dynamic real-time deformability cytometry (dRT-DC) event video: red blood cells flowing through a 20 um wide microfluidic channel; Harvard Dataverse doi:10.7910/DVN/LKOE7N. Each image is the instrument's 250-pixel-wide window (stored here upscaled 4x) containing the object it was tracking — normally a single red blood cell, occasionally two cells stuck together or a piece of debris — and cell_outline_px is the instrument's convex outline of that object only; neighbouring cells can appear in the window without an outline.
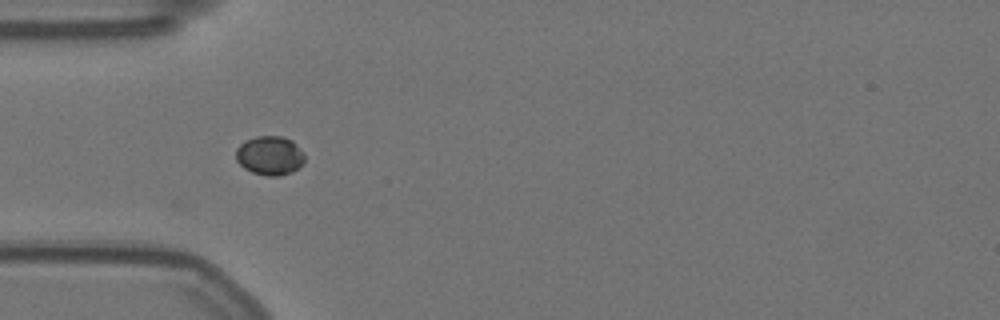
{"species": "Egyptian fruit bat (a non-hibernating species)", "species_latin": "Rousettus aegyptiacus", "temperature_condition": "warm", "stored_images_in_passage": 42, "camera_frame_rate_fps": 3000, "um_per_image_px": 0.085, "animal": {"sex": "female"}, "frame": {"image": 1, "passage_image": 1, "time_ms": 0.0, "image_size_px": [1000, 320], "cell_outline_px": [[304, 160], [300, 168], [292, 172], [276, 176], [268, 176], [252, 172], [244, 168], [236, 160], [236, 148], [240, 144], [256, 136], [280, 136], [292, 140], [304, 152]], "centroid_in_image_um": [22.95, 13.22], "position_along_channel_um": 62.1, "area_um2": 15.66}}
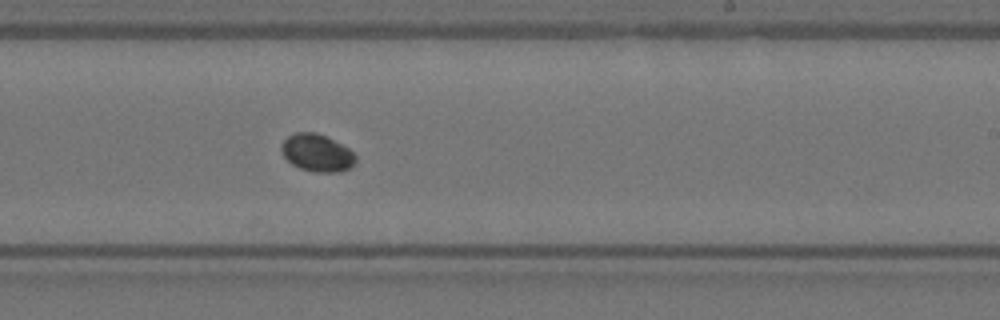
{"frame": {"image": 2, "passage_image": 18, "time_ms": 5.667, "image_size_px": [1000, 320], "cell_outline_px": [[356, 160], [348, 168], [340, 172], [312, 172], [300, 168], [292, 164], [284, 156], [280, 148], [284, 140], [288, 136], [296, 132], [316, 132], [328, 136], [348, 148], [356, 156]], "centroid_in_image_um": [26.93, 12.98], "position_along_channel_um": 262.1, "area_um2": 16.18}}
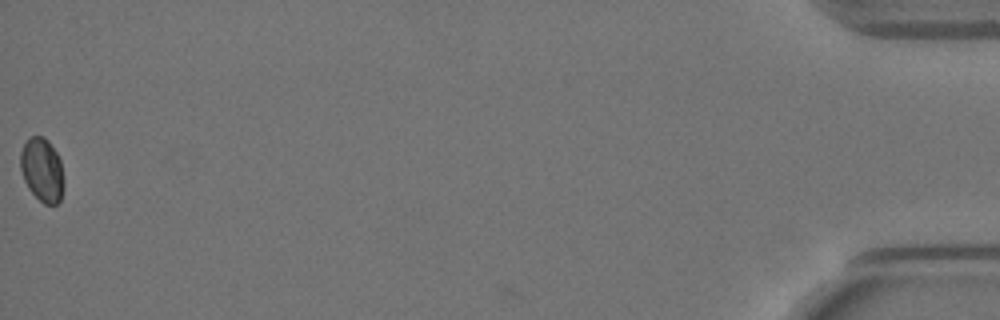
{"frame": {"image": 3, "passage_image": 41, "time_ms": 13.333, "image_size_px": [1000, 320], "cell_outline_px": [[64, 188], [60, 200], [56, 204], [44, 204], [28, 188], [24, 180], [20, 168], [20, 152], [24, 144], [32, 136], [44, 136], [48, 140], [56, 152], [60, 160], [64, 180]], "centroid_in_image_um": [3.58, 14.44], "position_along_channel_um": 431.6, "area_um2": 16.13}}